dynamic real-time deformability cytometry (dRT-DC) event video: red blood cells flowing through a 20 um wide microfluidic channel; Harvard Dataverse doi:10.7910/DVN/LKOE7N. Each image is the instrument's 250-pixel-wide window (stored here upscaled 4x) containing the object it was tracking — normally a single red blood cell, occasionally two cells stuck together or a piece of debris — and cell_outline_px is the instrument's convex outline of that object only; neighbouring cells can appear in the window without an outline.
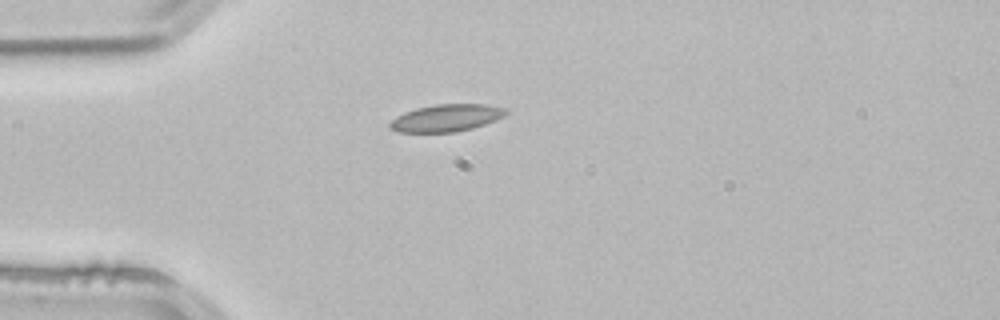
{"species": "common noctule bat (a hibernating species)", "species_latin": "Nyctalus noctula", "temperature_condition": "room temperature", "stored_images_in_passage": 2, "camera_frame_rate_fps": 3000, "um_per_image_px": 0.085, "animal": {"sex": "male", "body_mass_g": 21.5, "forearm_length_mm": 52.0}, "frame": {"image": 1, "passage_image": 2, "time_ms": 0.333, "image_size_px": [1000, 320], "cell_outline_px": [[508, 112], [504, 116], [496, 120], [472, 128], [452, 132], [396, 132], [388, 128], [388, 124], [396, 116], [404, 112], [416, 108], [436, 104], [488, 104], [508, 108]], "centroid_in_image_um": [37.94, 10.02], "position_along_channel_um": 47.1, "area_um2": 18.55}}